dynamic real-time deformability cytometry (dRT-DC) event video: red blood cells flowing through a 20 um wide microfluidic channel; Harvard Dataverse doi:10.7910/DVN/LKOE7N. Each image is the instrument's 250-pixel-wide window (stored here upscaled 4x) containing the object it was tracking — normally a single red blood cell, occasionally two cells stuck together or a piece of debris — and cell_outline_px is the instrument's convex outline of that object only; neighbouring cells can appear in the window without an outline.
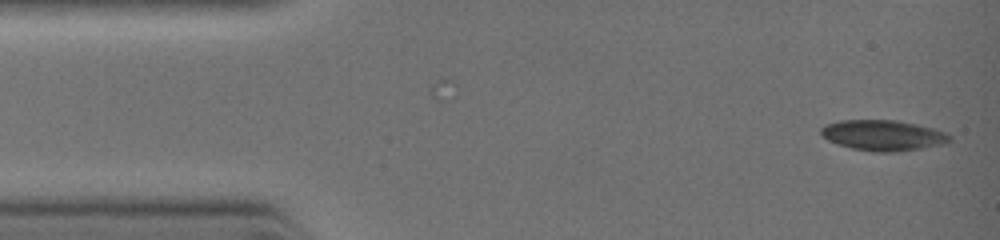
{"species": "common noctule bat (a hibernating species)", "species_latin": "Nyctalus noctula", "temperature_condition": "warm", "stored_images_in_passage": 19, "camera_frame_rate_fps": 3000, "um_per_image_px": 0.085, "animal": {"sex": "female", "body_mass_g": 19.0, "forearm_length_mm": 51.5}, "frame": {"image": 1, "passage_image": 1, "time_ms": 0.0, "image_size_px": [1000, 240], "cell_outline_px": [[952, 140], [940, 144], [920, 148], [884, 152], [880, 152], [852, 148], [828, 140], [820, 132], [820, 128], [824, 124], [840, 120], [896, 120], [916, 124], [932, 128], [944, 132], [952, 136]], "centroid_in_image_um": [75.03, 11.48], "position_along_channel_um": 10.0, "area_um2": 22.48}}
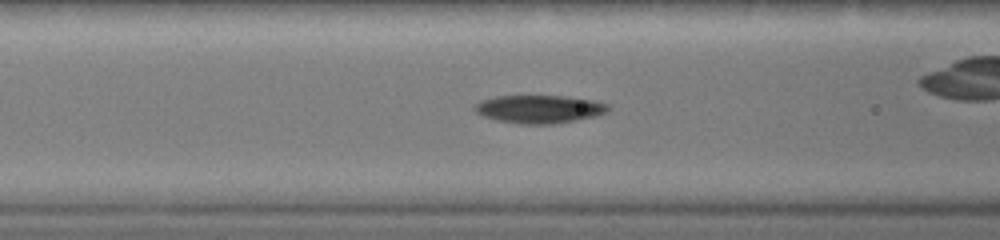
{"frame": {"image": 2, "passage_image": 12, "time_ms": 3.667, "image_size_px": [1000, 240], "cell_outline_px": [[608, 108], [604, 112], [596, 116], [556, 124], [520, 124], [496, 120], [484, 116], [476, 112], [472, 108], [476, 104], [484, 100], [496, 96], [568, 96], [592, 100], [608, 104]], "centroid_in_image_um": [45.83, 9.28], "position_along_channel_um": 120.8, "area_um2": 21.68}}
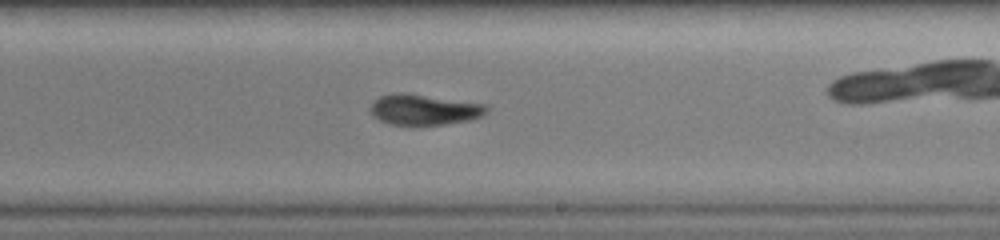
{"frame": {"image": 3, "passage_image": 18, "time_ms": 6.0, "image_size_px": [1000, 240], "cell_outline_px": [[488, 112], [484, 116], [472, 120], [444, 124], [392, 124], [380, 120], [368, 108], [380, 96], [396, 92], [408, 92], [488, 104]], "centroid_in_image_um": [36.14, 9.29], "position_along_channel_um": 252.9, "area_um2": 20.92}}